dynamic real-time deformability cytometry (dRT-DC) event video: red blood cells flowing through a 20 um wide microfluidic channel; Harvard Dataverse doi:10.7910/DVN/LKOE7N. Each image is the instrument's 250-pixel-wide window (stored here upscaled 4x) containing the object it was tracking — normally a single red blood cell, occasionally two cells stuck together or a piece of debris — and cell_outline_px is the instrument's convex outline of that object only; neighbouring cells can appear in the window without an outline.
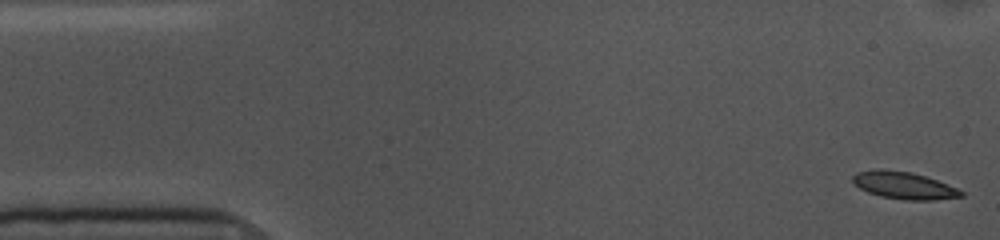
{"species": "common noctule bat (a hibernating species)", "species_latin": "Nyctalus noctula", "temperature_condition": "cold", "stored_images_in_passage": 54, "camera_frame_rate_fps": 3000, "um_per_image_px": 0.085, "animal": {"sex": "female", "body_mass_g": 10.0, "forearm_length_mm": 53.1}, "frame": {"image": 1, "passage_image": 1, "time_ms": 0.0, "image_size_px": [1000, 240], "cell_outline_px": [[964, 196], [936, 200], [904, 200], [880, 196], [868, 192], [860, 188], [852, 180], [852, 176], [856, 172], [876, 168], [880, 168], [912, 172], [948, 184], [964, 192]], "centroid_in_image_um": [76.82, 15.75], "position_along_channel_um": 8.2, "area_um2": 17.28}}
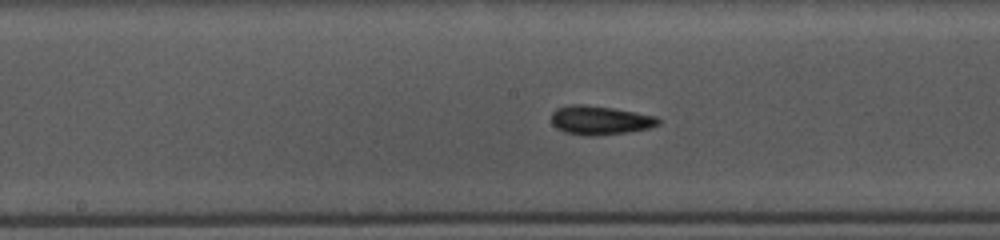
{"frame": {"image": 2, "passage_image": 26, "time_ms": 8.333, "image_size_px": [1000, 240], "cell_outline_px": [[660, 124], [648, 128], [628, 132], [592, 136], [584, 136], [564, 132], [556, 128], [552, 124], [552, 112], [556, 108], [568, 104], [584, 104], [612, 108], [656, 116], [660, 120]], "centroid_in_image_um": [50.96, 10.22], "position_along_channel_um": 197.2, "area_um2": 18.09}}
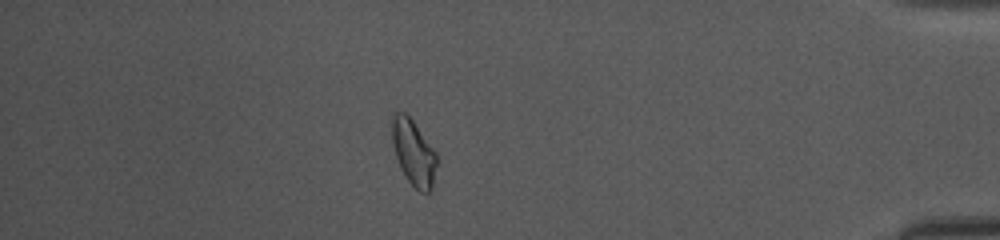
{"frame": {"image": 3, "passage_image": 47, "time_ms": 15.333, "image_size_px": [1000, 240], "cell_outline_px": [[436, 164], [432, 188], [428, 192], [420, 192], [408, 180], [400, 168], [396, 156], [392, 140], [392, 112], [404, 112], [412, 120], [436, 152]], "centroid_in_image_um": [35.14, 12.95], "position_along_channel_um": 400.1, "area_um2": 16.82}, "authors_computed_cell_mechanics": {"area_um2": 17.051, "velocity_mm_per_s": 3.5662, "shape_relaxation_time_tau1_ms": 3.0382, "shape_relaxation_time_tau2_ms": 2.2531, "deformation_change_tau1": 0.0918, "deformation_change_tau2": 0.0597}}